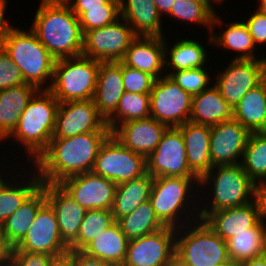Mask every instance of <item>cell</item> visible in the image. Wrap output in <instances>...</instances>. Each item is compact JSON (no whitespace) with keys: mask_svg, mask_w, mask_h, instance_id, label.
I'll return each mask as SVG.
<instances>
[{"mask_svg":"<svg viewBox=\"0 0 266 266\" xmlns=\"http://www.w3.org/2000/svg\"><path fill=\"white\" fill-rule=\"evenodd\" d=\"M30 29L56 60L82 55L84 34L66 1L41 0Z\"/></svg>","mask_w":266,"mask_h":266,"instance_id":"2","label":"cell"},{"mask_svg":"<svg viewBox=\"0 0 266 266\" xmlns=\"http://www.w3.org/2000/svg\"><path fill=\"white\" fill-rule=\"evenodd\" d=\"M176 229L164 227L145 236L129 240L122 266H167L175 253Z\"/></svg>","mask_w":266,"mask_h":266,"instance_id":"15","label":"cell"},{"mask_svg":"<svg viewBox=\"0 0 266 266\" xmlns=\"http://www.w3.org/2000/svg\"><path fill=\"white\" fill-rule=\"evenodd\" d=\"M245 24L248 27L250 35L257 46L266 43V14L255 10L248 19H246Z\"/></svg>","mask_w":266,"mask_h":266,"instance_id":"44","label":"cell"},{"mask_svg":"<svg viewBox=\"0 0 266 266\" xmlns=\"http://www.w3.org/2000/svg\"><path fill=\"white\" fill-rule=\"evenodd\" d=\"M263 255L266 257V231H265V235H264V253Z\"/></svg>","mask_w":266,"mask_h":266,"instance_id":"59","label":"cell"},{"mask_svg":"<svg viewBox=\"0 0 266 266\" xmlns=\"http://www.w3.org/2000/svg\"><path fill=\"white\" fill-rule=\"evenodd\" d=\"M227 28L222 32L210 33L208 42L209 45L222 47L224 50H232L237 52L232 59L246 60V59H262L256 56L254 52L256 45L250 35L247 25L243 20L232 21L224 23Z\"/></svg>","mask_w":266,"mask_h":266,"instance_id":"30","label":"cell"},{"mask_svg":"<svg viewBox=\"0 0 266 266\" xmlns=\"http://www.w3.org/2000/svg\"><path fill=\"white\" fill-rule=\"evenodd\" d=\"M129 239L115 221L98 235L82 252L101 261L122 266L126 258Z\"/></svg>","mask_w":266,"mask_h":266,"instance_id":"28","label":"cell"},{"mask_svg":"<svg viewBox=\"0 0 266 266\" xmlns=\"http://www.w3.org/2000/svg\"><path fill=\"white\" fill-rule=\"evenodd\" d=\"M124 92L122 61L100 62L93 101L106 120L117 109Z\"/></svg>","mask_w":266,"mask_h":266,"instance_id":"22","label":"cell"},{"mask_svg":"<svg viewBox=\"0 0 266 266\" xmlns=\"http://www.w3.org/2000/svg\"><path fill=\"white\" fill-rule=\"evenodd\" d=\"M254 202L257 206L259 221L266 226V182L255 185Z\"/></svg>","mask_w":266,"mask_h":266,"instance_id":"47","label":"cell"},{"mask_svg":"<svg viewBox=\"0 0 266 266\" xmlns=\"http://www.w3.org/2000/svg\"><path fill=\"white\" fill-rule=\"evenodd\" d=\"M241 266H266V257L260 256L253 258L249 261L243 262L240 264Z\"/></svg>","mask_w":266,"mask_h":266,"instance_id":"53","label":"cell"},{"mask_svg":"<svg viewBox=\"0 0 266 266\" xmlns=\"http://www.w3.org/2000/svg\"><path fill=\"white\" fill-rule=\"evenodd\" d=\"M161 16L168 15L175 0H153ZM164 14V15H163Z\"/></svg>","mask_w":266,"mask_h":266,"instance_id":"52","label":"cell"},{"mask_svg":"<svg viewBox=\"0 0 266 266\" xmlns=\"http://www.w3.org/2000/svg\"><path fill=\"white\" fill-rule=\"evenodd\" d=\"M167 128L166 125L149 117L122 123L111 134L126 148L147 159L161 141Z\"/></svg>","mask_w":266,"mask_h":266,"instance_id":"19","label":"cell"},{"mask_svg":"<svg viewBox=\"0 0 266 266\" xmlns=\"http://www.w3.org/2000/svg\"><path fill=\"white\" fill-rule=\"evenodd\" d=\"M92 172L117 185L145 175L146 158L126 148L110 134L99 149Z\"/></svg>","mask_w":266,"mask_h":266,"instance_id":"9","label":"cell"},{"mask_svg":"<svg viewBox=\"0 0 266 266\" xmlns=\"http://www.w3.org/2000/svg\"><path fill=\"white\" fill-rule=\"evenodd\" d=\"M176 40L170 48L164 39L165 69L167 67L169 71H166L165 75L169 76L172 72L180 70L201 68L208 63L207 49L201 42L187 38L181 40L178 37Z\"/></svg>","mask_w":266,"mask_h":266,"instance_id":"29","label":"cell"},{"mask_svg":"<svg viewBox=\"0 0 266 266\" xmlns=\"http://www.w3.org/2000/svg\"><path fill=\"white\" fill-rule=\"evenodd\" d=\"M217 75L214 85L233 110L248 91L263 81V61L231 59L227 67Z\"/></svg>","mask_w":266,"mask_h":266,"instance_id":"14","label":"cell"},{"mask_svg":"<svg viewBox=\"0 0 266 266\" xmlns=\"http://www.w3.org/2000/svg\"><path fill=\"white\" fill-rule=\"evenodd\" d=\"M213 3H216V5H218V3H219V5H220V3H222L223 1H225V0H211Z\"/></svg>","mask_w":266,"mask_h":266,"instance_id":"60","label":"cell"},{"mask_svg":"<svg viewBox=\"0 0 266 266\" xmlns=\"http://www.w3.org/2000/svg\"><path fill=\"white\" fill-rule=\"evenodd\" d=\"M33 170L34 167L33 169L31 168V170L29 167V171H32L33 173H28L33 174V176L30 175V177L26 174L24 175L26 177H23V175L20 177L25 181L23 179L22 181L21 179H18L17 181V179L12 178L11 181L8 180V182H6L0 189V226L42 184L37 171ZM12 181L14 182L11 183Z\"/></svg>","mask_w":266,"mask_h":266,"instance_id":"33","label":"cell"},{"mask_svg":"<svg viewBox=\"0 0 266 266\" xmlns=\"http://www.w3.org/2000/svg\"><path fill=\"white\" fill-rule=\"evenodd\" d=\"M198 189L199 178L155 177L149 201L159 221L177 229L200 219Z\"/></svg>","mask_w":266,"mask_h":266,"instance_id":"3","label":"cell"},{"mask_svg":"<svg viewBox=\"0 0 266 266\" xmlns=\"http://www.w3.org/2000/svg\"><path fill=\"white\" fill-rule=\"evenodd\" d=\"M111 132H89L69 138H51L48 148L32 163L42 183L92 172L99 149Z\"/></svg>","mask_w":266,"mask_h":266,"instance_id":"1","label":"cell"},{"mask_svg":"<svg viewBox=\"0 0 266 266\" xmlns=\"http://www.w3.org/2000/svg\"><path fill=\"white\" fill-rule=\"evenodd\" d=\"M87 210H111L117 185L93 172L77 174L58 183Z\"/></svg>","mask_w":266,"mask_h":266,"instance_id":"16","label":"cell"},{"mask_svg":"<svg viewBox=\"0 0 266 266\" xmlns=\"http://www.w3.org/2000/svg\"><path fill=\"white\" fill-rule=\"evenodd\" d=\"M71 7L73 13L79 18L86 8H120L110 0H65Z\"/></svg>","mask_w":266,"mask_h":266,"instance_id":"46","label":"cell"},{"mask_svg":"<svg viewBox=\"0 0 266 266\" xmlns=\"http://www.w3.org/2000/svg\"><path fill=\"white\" fill-rule=\"evenodd\" d=\"M240 164L255 184L266 182V133L250 132Z\"/></svg>","mask_w":266,"mask_h":266,"instance_id":"38","label":"cell"},{"mask_svg":"<svg viewBox=\"0 0 266 266\" xmlns=\"http://www.w3.org/2000/svg\"><path fill=\"white\" fill-rule=\"evenodd\" d=\"M24 79L18 66L0 47V90L23 84Z\"/></svg>","mask_w":266,"mask_h":266,"instance_id":"43","label":"cell"},{"mask_svg":"<svg viewBox=\"0 0 266 266\" xmlns=\"http://www.w3.org/2000/svg\"><path fill=\"white\" fill-rule=\"evenodd\" d=\"M137 34L121 17L102 28L86 31L82 55L99 62L122 61Z\"/></svg>","mask_w":266,"mask_h":266,"instance_id":"10","label":"cell"},{"mask_svg":"<svg viewBox=\"0 0 266 266\" xmlns=\"http://www.w3.org/2000/svg\"><path fill=\"white\" fill-rule=\"evenodd\" d=\"M110 1L115 2V3H117L118 5H120V4L122 3L123 0H110Z\"/></svg>","mask_w":266,"mask_h":266,"instance_id":"61","label":"cell"},{"mask_svg":"<svg viewBox=\"0 0 266 266\" xmlns=\"http://www.w3.org/2000/svg\"><path fill=\"white\" fill-rule=\"evenodd\" d=\"M263 61V81L266 83V57L262 56Z\"/></svg>","mask_w":266,"mask_h":266,"instance_id":"57","label":"cell"},{"mask_svg":"<svg viewBox=\"0 0 266 266\" xmlns=\"http://www.w3.org/2000/svg\"><path fill=\"white\" fill-rule=\"evenodd\" d=\"M255 185L241 164L212 167L199 179V190L201 191L199 192L201 199L199 206L203 205L202 208L199 207V218L204 220L211 212L239 207L252 202ZM204 188L208 190V193ZM210 199L212 200L209 202ZM206 200L208 201L206 202Z\"/></svg>","mask_w":266,"mask_h":266,"instance_id":"4","label":"cell"},{"mask_svg":"<svg viewBox=\"0 0 266 266\" xmlns=\"http://www.w3.org/2000/svg\"><path fill=\"white\" fill-rule=\"evenodd\" d=\"M38 90L28 83L0 90V142L14 132L21 114Z\"/></svg>","mask_w":266,"mask_h":266,"instance_id":"25","label":"cell"},{"mask_svg":"<svg viewBox=\"0 0 266 266\" xmlns=\"http://www.w3.org/2000/svg\"><path fill=\"white\" fill-rule=\"evenodd\" d=\"M75 266H116L98 258L90 257L82 251H75Z\"/></svg>","mask_w":266,"mask_h":266,"instance_id":"49","label":"cell"},{"mask_svg":"<svg viewBox=\"0 0 266 266\" xmlns=\"http://www.w3.org/2000/svg\"><path fill=\"white\" fill-rule=\"evenodd\" d=\"M214 3L211 0H175L171 7L169 17L182 22L199 24L208 28L209 34L213 32L214 26H221L223 19L216 14ZM177 18V19H176Z\"/></svg>","mask_w":266,"mask_h":266,"instance_id":"35","label":"cell"},{"mask_svg":"<svg viewBox=\"0 0 266 266\" xmlns=\"http://www.w3.org/2000/svg\"><path fill=\"white\" fill-rule=\"evenodd\" d=\"M46 202L42 183L0 226L1 232L14 247L24 238L39 209Z\"/></svg>","mask_w":266,"mask_h":266,"instance_id":"27","label":"cell"},{"mask_svg":"<svg viewBox=\"0 0 266 266\" xmlns=\"http://www.w3.org/2000/svg\"><path fill=\"white\" fill-rule=\"evenodd\" d=\"M205 223L223 240L245 232L258 222V210L254 200L248 204L211 212Z\"/></svg>","mask_w":266,"mask_h":266,"instance_id":"24","label":"cell"},{"mask_svg":"<svg viewBox=\"0 0 266 266\" xmlns=\"http://www.w3.org/2000/svg\"><path fill=\"white\" fill-rule=\"evenodd\" d=\"M99 64L84 55L56 60L48 90L59 103L93 99Z\"/></svg>","mask_w":266,"mask_h":266,"instance_id":"7","label":"cell"},{"mask_svg":"<svg viewBox=\"0 0 266 266\" xmlns=\"http://www.w3.org/2000/svg\"><path fill=\"white\" fill-rule=\"evenodd\" d=\"M7 1L8 0H0V47L2 45L3 39L6 37L7 31L11 27V24L8 23V20L5 19V14L7 10Z\"/></svg>","mask_w":266,"mask_h":266,"instance_id":"51","label":"cell"},{"mask_svg":"<svg viewBox=\"0 0 266 266\" xmlns=\"http://www.w3.org/2000/svg\"><path fill=\"white\" fill-rule=\"evenodd\" d=\"M175 253L187 266H217L229 260L225 240L201 219L176 229Z\"/></svg>","mask_w":266,"mask_h":266,"instance_id":"8","label":"cell"},{"mask_svg":"<svg viewBox=\"0 0 266 266\" xmlns=\"http://www.w3.org/2000/svg\"><path fill=\"white\" fill-rule=\"evenodd\" d=\"M1 174V173H0ZM4 174H1L0 175V189L2 188V186L8 181V177H9V175L7 176V177H5V175L3 176ZM5 177V178H4ZM5 180H4V179Z\"/></svg>","mask_w":266,"mask_h":266,"instance_id":"58","label":"cell"},{"mask_svg":"<svg viewBox=\"0 0 266 266\" xmlns=\"http://www.w3.org/2000/svg\"><path fill=\"white\" fill-rule=\"evenodd\" d=\"M59 102L48 89H39L27 104L14 132L8 137L25 147L34 163L53 136Z\"/></svg>","mask_w":266,"mask_h":266,"instance_id":"5","label":"cell"},{"mask_svg":"<svg viewBox=\"0 0 266 266\" xmlns=\"http://www.w3.org/2000/svg\"><path fill=\"white\" fill-rule=\"evenodd\" d=\"M249 135L250 132L233 118L211 126L212 167L240 164Z\"/></svg>","mask_w":266,"mask_h":266,"instance_id":"18","label":"cell"},{"mask_svg":"<svg viewBox=\"0 0 266 266\" xmlns=\"http://www.w3.org/2000/svg\"><path fill=\"white\" fill-rule=\"evenodd\" d=\"M52 256L13 249L12 262L15 266H48Z\"/></svg>","mask_w":266,"mask_h":266,"instance_id":"45","label":"cell"},{"mask_svg":"<svg viewBox=\"0 0 266 266\" xmlns=\"http://www.w3.org/2000/svg\"><path fill=\"white\" fill-rule=\"evenodd\" d=\"M48 266H75V251L68 250L62 254L52 256Z\"/></svg>","mask_w":266,"mask_h":266,"instance_id":"50","label":"cell"},{"mask_svg":"<svg viewBox=\"0 0 266 266\" xmlns=\"http://www.w3.org/2000/svg\"><path fill=\"white\" fill-rule=\"evenodd\" d=\"M89 132H111L93 99L59 103L52 138H69Z\"/></svg>","mask_w":266,"mask_h":266,"instance_id":"13","label":"cell"},{"mask_svg":"<svg viewBox=\"0 0 266 266\" xmlns=\"http://www.w3.org/2000/svg\"><path fill=\"white\" fill-rule=\"evenodd\" d=\"M47 202L55 211L62 240L69 246L78 236L86 210L59 185L44 183Z\"/></svg>","mask_w":266,"mask_h":266,"instance_id":"20","label":"cell"},{"mask_svg":"<svg viewBox=\"0 0 266 266\" xmlns=\"http://www.w3.org/2000/svg\"><path fill=\"white\" fill-rule=\"evenodd\" d=\"M124 89L131 93L150 94L155 78L148 73L126 66L122 62Z\"/></svg>","mask_w":266,"mask_h":266,"instance_id":"42","label":"cell"},{"mask_svg":"<svg viewBox=\"0 0 266 266\" xmlns=\"http://www.w3.org/2000/svg\"><path fill=\"white\" fill-rule=\"evenodd\" d=\"M114 222L111 210H87L80 225L78 236L69 245V250L82 251Z\"/></svg>","mask_w":266,"mask_h":266,"instance_id":"39","label":"cell"},{"mask_svg":"<svg viewBox=\"0 0 266 266\" xmlns=\"http://www.w3.org/2000/svg\"><path fill=\"white\" fill-rule=\"evenodd\" d=\"M129 240L153 233L165 226L159 221L148 200L142 203L131 214L116 221Z\"/></svg>","mask_w":266,"mask_h":266,"instance_id":"36","label":"cell"},{"mask_svg":"<svg viewBox=\"0 0 266 266\" xmlns=\"http://www.w3.org/2000/svg\"><path fill=\"white\" fill-rule=\"evenodd\" d=\"M14 248L50 256L69 250V246L60 236L55 211L48 202L39 209L26 235Z\"/></svg>","mask_w":266,"mask_h":266,"instance_id":"17","label":"cell"},{"mask_svg":"<svg viewBox=\"0 0 266 266\" xmlns=\"http://www.w3.org/2000/svg\"><path fill=\"white\" fill-rule=\"evenodd\" d=\"M258 6L256 7L259 12L266 14V0H260V2H258Z\"/></svg>","mask_w":266,"mask_h":266,"instance_id":"55","label":"cell"},{"mask_svg":"<svg viewBox=\"0 0 266 266\" xmlns=\"http://www.w3.org/2000/svg\"><path fill=\"white\" fill-rule=\"evenodd\" d=\"M260 132L266 133V118H265L264 128Z\"/></svg>","mask_w":266,"mask_h":266,"instance_id":"62","label":"cell"},{"mask_svg":"<svg viewBox=\"0 0 266 266\" xmlns=\"http://www.w3.org/2000/svg\"><path fill=\"white\" fill-rule=\"evenodd\" d=\"M232 108L222 98L213 84L200 94L192 96L189 121L208 126L217 125L232 119Z\"/></svg>","mask_w":266,"mask_h":266,"instance_id":"26","label":"cell"},{"mask_svg":"<svg viewBox=\"0 0 266 266\" xmlns=\"http://www.w3.org/2000/svg\"><path fill=\"white\" fill-rule=\"evenodd\" d=\"M266 226L260 221L245 232L225 240L228 257L239 264L263 256Z\"/></svg>","mask_w":266,"mask_h":266,"instance_id":"34","label":"cell"},{"mask_svg":"<svg viewBox=\"0 0 266 266\" xmlns=\"http://www.w3.org/2000/svg\"><path fill=\"white\" fill-rule=\"evenodd\" d=\"M178 128L184 139L188 167L200 179L212 168L210 157L211 126L187 121Z\"/></svg>","mask_w":266,"mask_h":266,"instance_id":"23","label":"cell"},{"mask_svg":"<svg viewBox=\"0 0 266 266\" xmlns=\"http://www.w3.org/2000/svg\"><path fill=\"white\" fill-rule=\"evenodd\" d=\"M167 266H187L186 263L181 259V257H179L176 253H174Z\"/></svg>","mask_w":266,"mask_h":266,"instance_id":"54","label":"cell"},{"mask_svg":"<svg viewBox=\"0 0 266 266\" xmlns=\"http://www.w3.org/2000/svg\"><path fill=\"white\" fill-rule=\"evenodd\" d=\"M5 266H15L13 262L9 263L8 265Z\"/></svg>","mask_w":266,"mask_h":266,"instance_id":"63","label":"cell"},{"mask_svg":"<svg viewBox=\"0 0 266 266\" xmlns=\"http://www.w3.org/2000/svg\"><path fill=\"white\" fill-rule=\"evenodd\" d=\"M28 31L11 26L1 47L18 66L25 83L38 89H49L56 59L40 43L35 33L31 29Z\"/></svg>","mask_w":266,"mask_h":266,"instance_id":"6","label":"cell"},{"mask_svg":"<svg viewBox=\"0 0 266 266\" xmlns=\"http://www.w3.org/2000/svg\"><path fill=\"white\" fill-rule=\"evenodd\" d=\"M217 266H241V265L239 263L229 259L228 261H226L222 264H219Z\"/></svg>","mask_w":266,"mask_h":266,"instance_id":"56","label":"cell"},{"mask_svg":"<svg viewBox=\"0 0 266 266\" xmlns=\"http://www.w3.org/2000/svg\"><path fill=\"white\" fill-rule=\"evenodd\" d=\"M232 118L249 132H260L266 118V83L251 89L233 108Z\"/></svg>","mask_w":266,"mask_h":266,"instance_id":"32","label":"cell"},{"mask_svg":"<svg viewBox=\"0 0 266 266\" xmlns=\"http://www.w3.org/2000/svg\"><path fill=\"white\" fill-rule=\"evenodd\" d=\"M13 249L14 246L0 230V266H5L12 262Z\"/></svg>","mask_w":266,"mask_h":266,"instance_id":"48","label":"cell"},{"mask_svg":"<svg viewBox=\"0 0 266 266\" xmlns=\"http://www.w3.org/2000/svg\"><path fill=\"white\" fill-rule=\"evenodd\" d=\"M153 179L149 173H146L142 177L117 184L111 209L115 221L131 214L149 200Z\"/></svg>","mask_w":266,"mask_h":266,"instance_id":"31","label":"cell"},{"mask_svg":"<svg viewBox=\"0 0 266 266\" xmlns=\"http://www.w3.org/2000/svg\"><path fill=\"white\" fill-rule=\"evenodd\" d=\"M150 117L170 127L189 121L192 96L168 75L156 79L150 92Z\"/></svg>","mask_w":266,"mask_h":266,"instance_id":"11","label":"cell"},{"mask_svg":"<svg viewBox=\"0 0 266 266\" xmlns=\"http://www.w3.org/2000/svg\"><path fill=\"white\" fill-rule=\"evenodd\" d=\"M150 94L125 91L115 112L106 120L111 132L120 124L150 117Z\"/></svg>","mask_w":266,"mask_h":266,"instance_id":"37","label":"cell"},{"mask_svg":"<svg viewBox=\"0 0 266 266\" xmlns=\"http://www.w3.org/2000/svg\"><path fill=\"white\" fill-rule=\"evenodd\" d=\"M169 77L191 96L200 94L213 84L210 82H214L210 81L212 78L209 76L206 65L196 69L175 71Z\"/></svg>","mask_w":266,"mask_h":266,"instance_id":"40","label":"cell"},{"mask_svg":"<svg viewBox=\"0 0 266 266\" xmlns=\"http://www.w3.org/2000/svg\"><path fill=\"white\" fill-rule=\"evenodd\" d=\"M121 18L120 8H86L79 17L83 34L95 28H102Z\"/></svg>","mask_w":266,"mask_h":266,"instance_id":"41","label":"cell"},{"mask_svg":"<svg viewBox=\"0 0 266 266\" xmlns=\"http://www.w3.org/2000/svg\"><path fill=\"white\" fill-rule=\"evenodd\" d=\"M164 38L166 39L165 36H137L122 62L159 79L164 76L165 69Z\"/></svg>","mask_w":266,"mask_h":266,"instance_id":"21","label":"cell"},{"mask_svg":"<svg viewBox=\"0 0 266 266\" xmlns=\"http://www.w3.org/2000/svg\"><path fill=\"white\" fill-rule=\"evenodd\" d=\"M147 173L155 177L198 178L188 167L181 130L170 127L164 132L155 150L147 157Z\"/></svg>","mask_w":266,"mask_h":266,"instance_id":"12","label":"cell"}]
</instances>
